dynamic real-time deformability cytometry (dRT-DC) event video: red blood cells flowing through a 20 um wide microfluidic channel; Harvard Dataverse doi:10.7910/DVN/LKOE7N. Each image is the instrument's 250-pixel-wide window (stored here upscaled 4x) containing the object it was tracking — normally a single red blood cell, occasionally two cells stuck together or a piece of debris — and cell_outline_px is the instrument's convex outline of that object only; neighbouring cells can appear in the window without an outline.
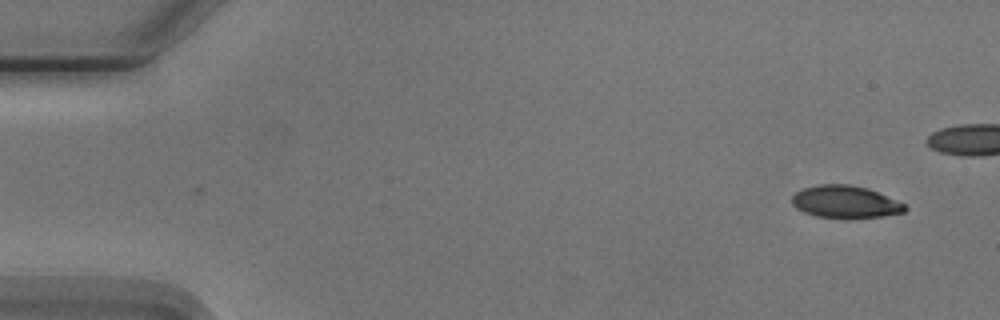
{"species": "Egyptian fruit bat (a non-hibernating species)", "species_latin": "Rousettus aegyptiacus", "temperature_condition": "cold", "stored_images_in_passage": 2, "camera_frame_rate_fps": 3000, "um_per_image_px": 0.085, "animal": {"sex": "male"}, "frame": {"image": 1, "passage_image": 2, "time_ms": 2.333, "image_size_px": [1000, 320], "cell_outline_px": [[908, 208], [904, 212], [884, 216], [848, 220], [816, 216], [804, 212], [796, 208], [792, 204], [792, 196], [796, 192], [804, 188], [820, 184], [848, 184], [868, 188], [904, 204]], "centroid_in_image_um": [71.84, 17.19], "position_along_channel_um": 13.2, "area_um2": 21.62}}